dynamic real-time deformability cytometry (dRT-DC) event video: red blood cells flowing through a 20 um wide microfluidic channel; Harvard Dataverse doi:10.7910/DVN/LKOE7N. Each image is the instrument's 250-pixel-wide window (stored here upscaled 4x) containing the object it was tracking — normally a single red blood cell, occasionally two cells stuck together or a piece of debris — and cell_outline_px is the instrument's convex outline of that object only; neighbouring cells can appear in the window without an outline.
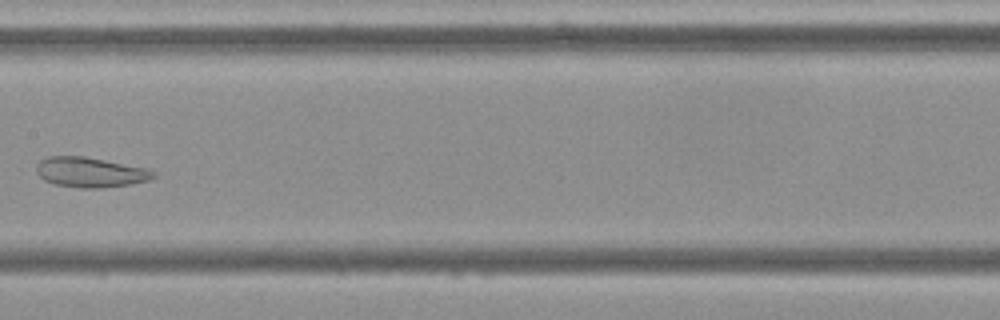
{"species": "Egyptian fruit bat (a non-hibernating species)", "species_latin": "Rousettus aegyptiacus", "temperature_condition": "cold", "stored_images_in_passage": 7, "camera_frame_rate_fps": 3000, "um_per_image_px": 0.085, "frame": {"image": 1, "passage_image": 7, "time_ms": 7.333, "image_size_px": [1000, 320], "cell_outline_px": [[156, 176], [148, 180], [132, 184], [100, 188], [80, 188], [52, 184], [44, 180], [36, 172], [36, 164], [40, 160], [48, 156], [84, 156], [148, 168], [156, 172]], "centroid_in_image_um": [7.67, 14.64], "position_along_channel_um": 199.7, "area_um2": 20.69}}